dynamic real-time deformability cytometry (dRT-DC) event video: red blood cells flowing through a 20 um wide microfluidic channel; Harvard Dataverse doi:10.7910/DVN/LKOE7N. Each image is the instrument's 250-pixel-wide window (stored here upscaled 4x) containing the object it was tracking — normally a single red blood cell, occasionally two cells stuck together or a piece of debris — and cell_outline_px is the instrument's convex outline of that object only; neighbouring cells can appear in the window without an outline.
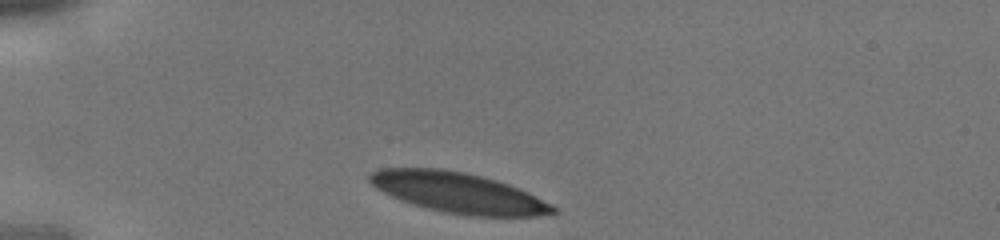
{"species": "human", "species_latin": "Homo sapiens", "temperature_condition": "cold", "stored_images_in_passage": 5, "camera_frame_rate_fps": 3000, "um_per_image_px": 0.085, "donor": {"sex": "male"}, "frame": {"image": 1, "passage_image": 1, "time_ms": 0.0, "image_size_px": [1000, 240], "cell_outline_px": [[556, 212], [552, 216], [468, 216], [444, 212], [428, 208], [400, 200], [376, 188], [368, 180], [368, 176], [372, 172], [380, 168], [440, 168], [464, 172], [496, 180], [508, 184], [528, 192], [552, 204], [556, 208]], "centroid_in_image_um": [38.99, 16.38], "position_along_channel_um": 46.0, "area_um2": 43.12}}
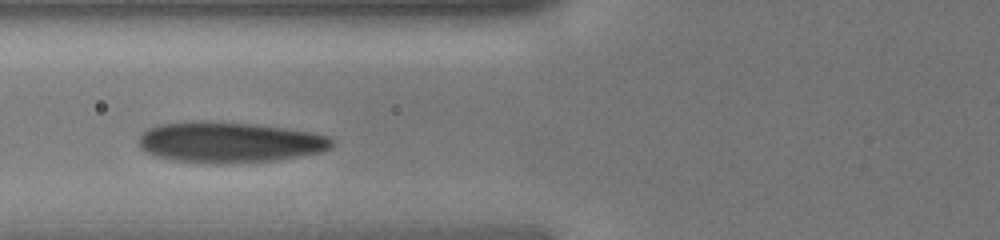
{"frame": {"image": 2, "passage_image": 4, "time_ms": 1.0, "image_size_px": [1000, 240], "cell_outline_px": [[332, 148], [320, 152], [276, 160], [220, 164], [216, 164], [172, 160], [156, 156], [140, 148], [140, 136], [148, 128], [160, 124], [184, 120], [212, 120], [256, 124], [288, 128], [312, 132], [328, 136], [332, 140]], "centroid_in_image_um": [19.49, 12.07], "position_along_channel_um": 106.3, "area_um2": 46.3}}
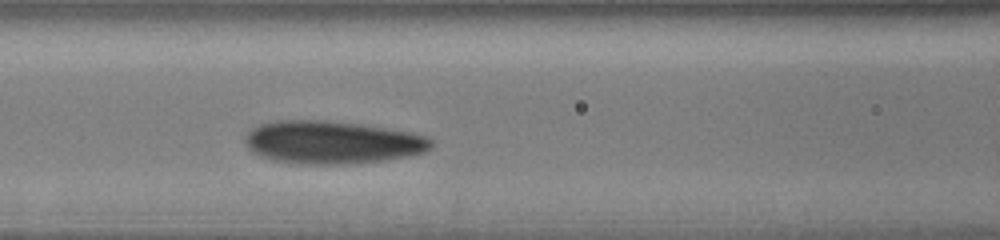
{"frame": {"image": 3, "passage_image": 5, "time_ms": 1.333, "image_size_px": [1000, 240], "cell_outline_px": [[432, 148], [428, 152], [408, 156], [384, 160], [352, 164], [296, 164], [272, 160], [260, 156], [252, 152], [248, 148], [244, 140], [244, 136], [252, 128], [260, 124], [276, 120], [320, 120], [360, 124], [408, 132], [428, 136], [432, 140]], "centroid_in_image_um": [28.21, 12.11], "position_along_channel_um": 138.4, "area_um2": 46.82}}